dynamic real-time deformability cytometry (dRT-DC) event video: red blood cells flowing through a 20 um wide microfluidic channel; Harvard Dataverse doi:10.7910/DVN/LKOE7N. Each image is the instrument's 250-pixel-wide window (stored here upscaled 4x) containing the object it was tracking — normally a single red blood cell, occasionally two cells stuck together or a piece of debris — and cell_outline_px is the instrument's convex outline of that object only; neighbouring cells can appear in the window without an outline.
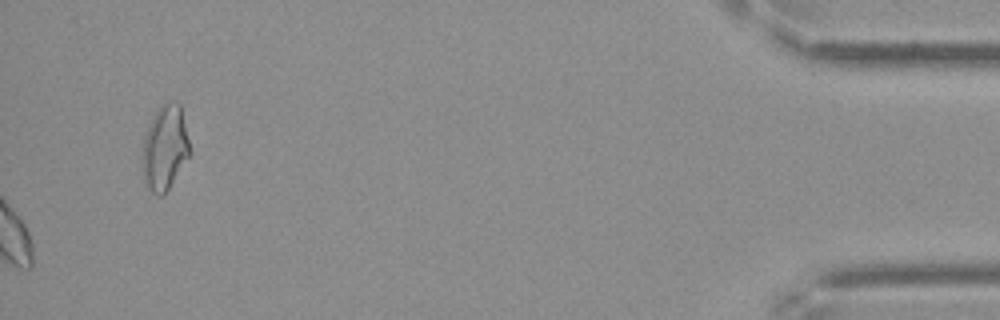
{"species": "Egyptian fruit bat (a non-hibernating species)", "species_latin": "Rousettus aegyptiacus", "temperature_condition": "cold", "stored_images_in_passage": 47, "camera_frame_rate_fps": 3000, "um_per_image_px": 0.085, "frame": {"image": 1, "passage_image": 47, "time_ms": 15.333, "image_size_px": [1000, 320], "cell_outline_px": [[192, 152], [164, 196], [160, 196], [152, 192], [144, 184], [140, 168], [144, 136], [148, 124], [152, 116], [164, 104], [176, 100], [180, 104]], "centroid_in_image_um": [13.99, 12.61], "position_along_channel_um": 421.2, "area_um2": 23.99}, "authors_computed_cell_mechanics": {"area_um2": 19.7676, "velocity_mm_per_s": 3.5031, "shape_relaxation_time_tau1_ms": null, "shape_relaxation_time_tau2_ms": 7.783, "deformation_change_tau1": null, "deformation_change_tau2": 0.1176}}